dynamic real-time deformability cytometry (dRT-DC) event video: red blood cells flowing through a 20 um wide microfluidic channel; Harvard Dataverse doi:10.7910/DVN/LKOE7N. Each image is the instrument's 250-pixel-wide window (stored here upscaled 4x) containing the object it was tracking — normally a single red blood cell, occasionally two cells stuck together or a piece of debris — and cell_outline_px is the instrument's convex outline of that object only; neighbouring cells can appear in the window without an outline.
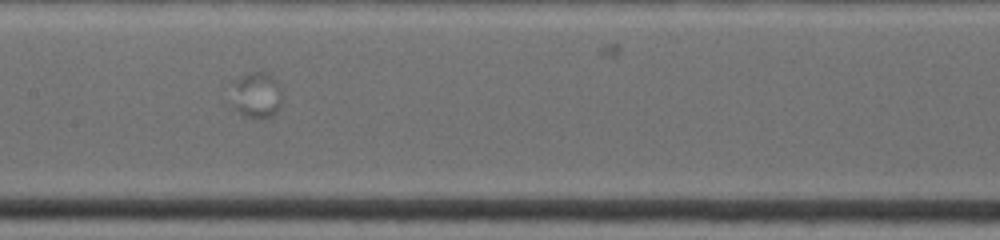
{"species": "common noctule bat (a hibernating species)", "species_latin": "Nyctalus noctula", "temperature_condition": "warm", "stored_images_in_passage": 10, "camera_frame_rate_fps": 4500, "um_per_image_px": 0.085, "animal": {"sex": "female", "body_mass_g": 19.0, "forearm_length_mm": 53.3}, "frame": {"image": 1, "passage_image": 7, "time_ms": 3.556, "image_size_px": [1000, 240], "cell_outline_px": [[280, 108], [272, 116], [244, 116], [232, 108], [236, 80], [252, 72], [268, 72], [276, 80], [280, 88]], "centroid_in_image_um": [21.83, 8.08], "position_along_channel_um": 185.6, "area_um2": 13.01}}